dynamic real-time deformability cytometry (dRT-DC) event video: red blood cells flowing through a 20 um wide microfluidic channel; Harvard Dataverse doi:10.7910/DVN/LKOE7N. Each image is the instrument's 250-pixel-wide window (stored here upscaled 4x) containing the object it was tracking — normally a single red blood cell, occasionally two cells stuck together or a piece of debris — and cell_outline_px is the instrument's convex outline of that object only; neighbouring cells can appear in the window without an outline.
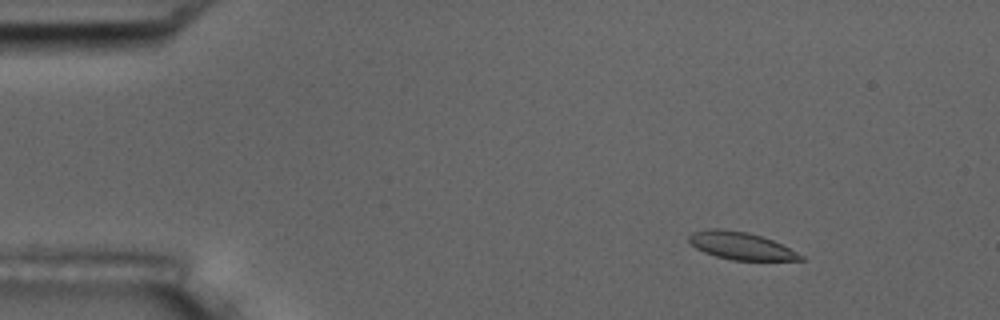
{"species": "common noctule bat (a hibernating species)", "species_latin": "Nyctalus noctula", "temperature_condition": "room temperature", "stored_images_in_passage": 7, "camera_frame_rate_fps": 3000, "um_per_image_px": 0.085, "animal": {"sex": "male", "body_mass_g": 17.5, "forearm_length_mm": 52.3}, "frame": {"image": 1, "passage_image": 1, "time_ms": 0.0, "image_size_px": [1000, 320], "cell_outline_px": [[804, 260], [732, 260], [716, 256], [704, 252], [696, 248], [688, 240], [688, 236], [692, 232], [708, 228], [720, 228], [748, 232], [772, 240], [804, 256]], "centroid_in_image_um": [62.93, 20.88], "position_along_channel_um": 22.1, "area_um2": 17.74}}
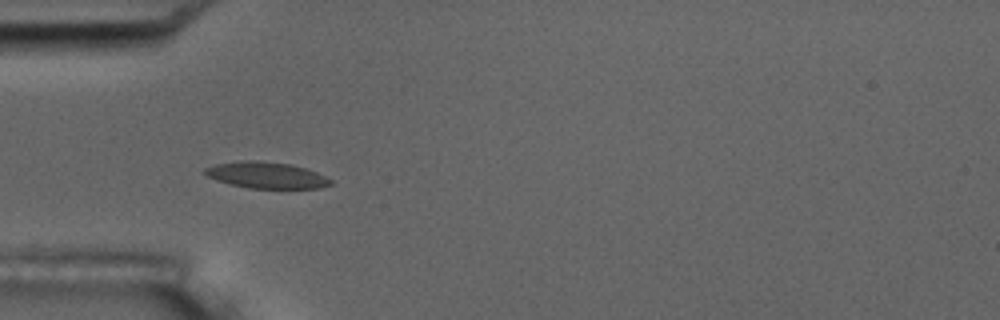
{"frame": {"image": 2, "passage_image": 4, "time_ms": 3.333, "image_size_px": [1000, 320], "cell_outline_px": [[332, 184], [320, 188], [248, 188], [216, 180], [208, 176], [204, 172], [204, 168], [216, 164], [240, 160], [256, 160], [292, 164], [316, 172], [332, 180]], "centroid_in_image_um": [22.64, 14.88], "position_along_channel_um": 62.4, "area_um2": 19.19}}
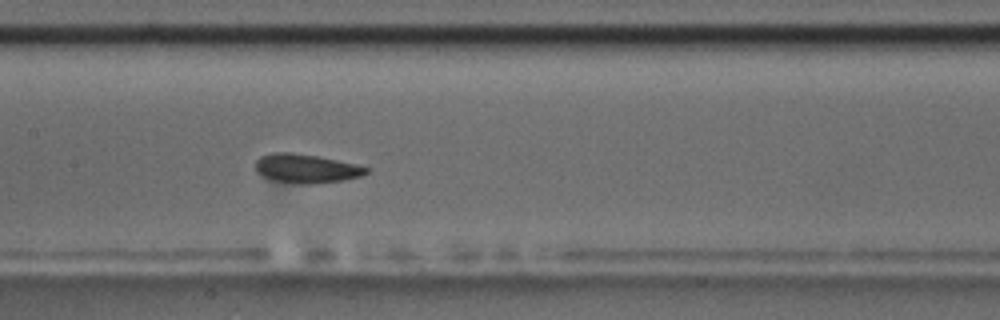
{"frame": {"image": 3, "passage_image": 7, "time_ms": 6.667, "image_size_px": [1000, 320], "cell_outline_px": [[368, 172], [360, 176], [344, 180], [308, 184], [300, 184], [272, 180], [256, 172], [256, 160], [260, 156], [272, 152], [292, 152], [316, 156], [336, 160], [368, 168]], "centroid_in_image_um": [25.96, 14.32], "position_along_channel_um": 181.4, "area_um2": 18.44}}